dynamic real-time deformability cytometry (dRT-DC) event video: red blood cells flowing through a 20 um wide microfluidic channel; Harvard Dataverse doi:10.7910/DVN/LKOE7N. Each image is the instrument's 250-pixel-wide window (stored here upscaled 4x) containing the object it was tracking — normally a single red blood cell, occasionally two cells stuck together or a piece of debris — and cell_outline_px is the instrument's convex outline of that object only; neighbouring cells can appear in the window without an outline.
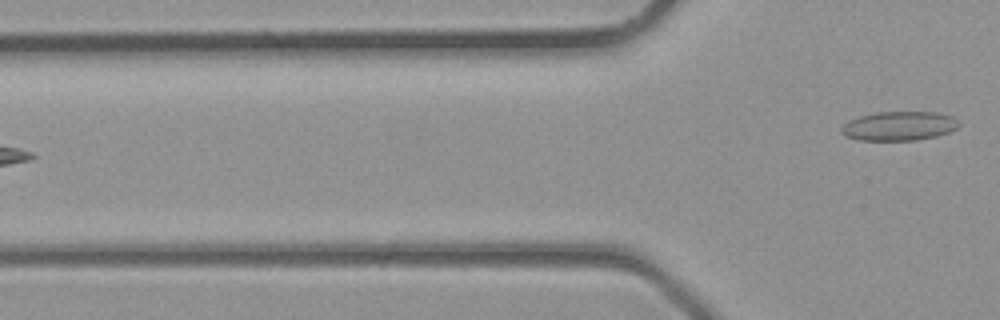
{"species": "common noctule bat (a hibernating species)", "species_latin": "Nyctalus noctula", "temperature_condition": "room temperature", "stored_images_in_passage": 4, "camera_frame_rate_fps": 3000, "um_per_image_px": 0.085, "animal": {"sex": "male", "body_mass_g": 23.1, "forearm_length_mm": 52.7}, "frame": {"image": 1, "passage_image": 4, "time_ms": 1.0, "image_size_px": [1000, 320], "cell_outline_px": [[960, 124], [956, 128], [948, 132], [936, 136], [916, 140], [860, 140], [844, 136], [840, 132], [840, 128], [848, 120], [860, 116], [876, 112], [936, 112], [952, 116]], "centroid_in_image_um": [76.38, 10.71], "position_along_channel_um": 49.4, "area_um2": 19.94}}